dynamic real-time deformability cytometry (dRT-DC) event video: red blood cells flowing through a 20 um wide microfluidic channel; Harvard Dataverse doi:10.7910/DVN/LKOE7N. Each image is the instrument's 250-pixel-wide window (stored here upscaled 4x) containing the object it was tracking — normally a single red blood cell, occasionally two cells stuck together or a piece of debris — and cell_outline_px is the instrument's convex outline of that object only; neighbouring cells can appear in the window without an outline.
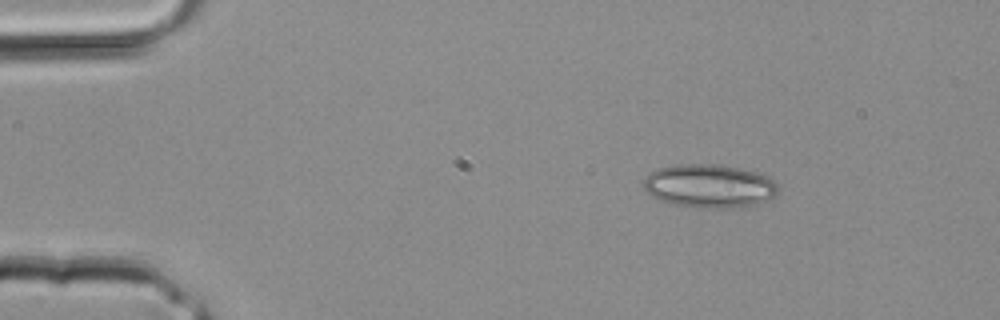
{"species": "common noctule bat (a hibernating species)", "species_latin": "Nyctalus noctula", "temperature_condition": "room temperature", "stored_images_in_passage": 2, "camera_frame_rate_fps": 3000, "um_per_image_px": 0.085, "animal": {"sex": "male", "body_mass_g": 20.4}, "frame": {"image": 1, "passage_image": 1, "time_ms": 0.0, "image_size_px": [1000, 320], "cell_outline_px": [[780, 188], [776, 196], [768, 200], [756, 204], [728, 208], [700, 208], [676, 204], [652, 196], [644, 188], [644, 180], [656, 168], [672, 164], [716, 164], [740, 168], [756, 172], [768, 176], [780, 184]], "centroid_in_image_um": [60.36, 15.8], "position_along_channel_um": 24.6, "area_um2": 34.22}}